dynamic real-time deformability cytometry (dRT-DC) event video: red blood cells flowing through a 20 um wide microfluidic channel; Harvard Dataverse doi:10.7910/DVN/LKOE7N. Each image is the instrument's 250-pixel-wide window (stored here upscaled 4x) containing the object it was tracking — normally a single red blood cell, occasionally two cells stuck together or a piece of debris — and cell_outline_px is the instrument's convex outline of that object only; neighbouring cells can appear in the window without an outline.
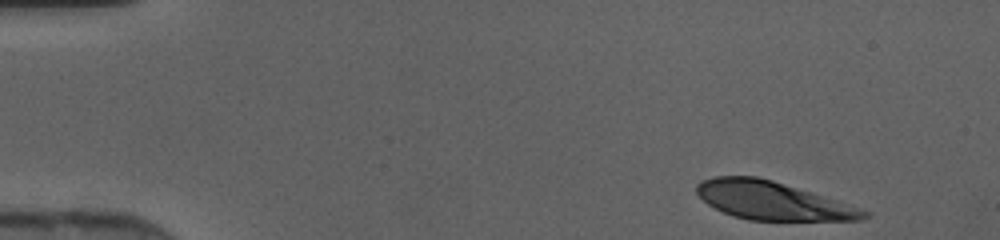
{"species": "human", "species_latin": "Homo sapiens", "temperature_condition": "cold", "stored_images_in_passage": 42, "camera_frame_rate_fps": 3000, "um_per_image_px": 0.085, "donor": {"sex": "female"}, "frame": {"image": 1, "passage_image": 1, "time_ms": 0.0, "image_size_px": [1000, 240], "cell_outline_px": [[872, 216], [864, 220], [748, 220], [732, 216], [708, 204], [696, 192], [696, 184], [700, 180], [716, 176], [756, 176], [772, 180], [872, 212]], "centroid_in_image_um": [65.65, 17.06], "position_along_channel_um": 19.4, "area_um2": 36.88}}
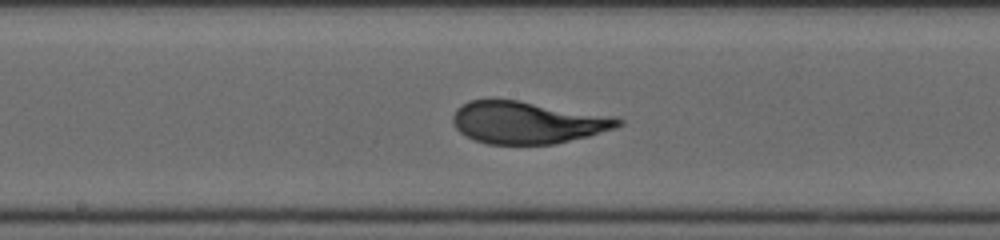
{"frame": {"image": 2, "passage_image": 21, "time_ms": 6.667, "image_size_px": [1000, 240], "cell_outline_px": [[624, 124], [616, 128], [588, 136], [556, 144], [488, 144], [472, 140], [464, 136], [456, 128], [452, 120], [452, 116], [456, 108], [460, 104], [468, 100], [516, 100], [616, 116], [624, 120]], "centroid_in_image_um": [44.84, 10.42], "position_along_channel_um": 203.4, "area_um2": 40.98}}
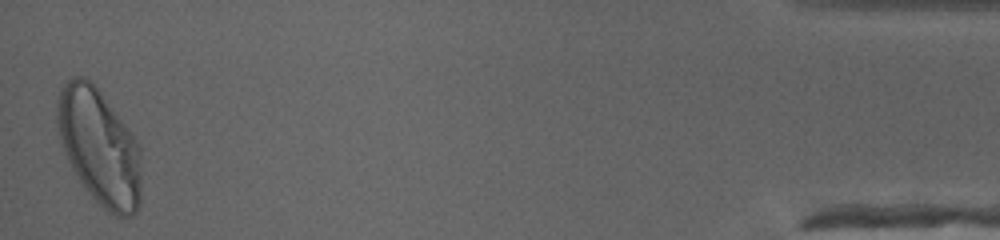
{"frame": {"image": 3, "passage_image": 42, "time_ms": 13.667, "image_size_px": [1000, 240], "cell_outline_px": [[140, 204], [136, 212], [132, 216], [120, 220], [108, 212], [84, 188], [72, 168], [60, 144], [56, 120], [56, 100], [60, 88], [72, 76], [84, 76], [100, 92], [132, 132], [140, 144]], "centroid_in_image_um": [8.44, 12.51], "position_along_channel_um": 426.8, "area_um2": 57.28}}